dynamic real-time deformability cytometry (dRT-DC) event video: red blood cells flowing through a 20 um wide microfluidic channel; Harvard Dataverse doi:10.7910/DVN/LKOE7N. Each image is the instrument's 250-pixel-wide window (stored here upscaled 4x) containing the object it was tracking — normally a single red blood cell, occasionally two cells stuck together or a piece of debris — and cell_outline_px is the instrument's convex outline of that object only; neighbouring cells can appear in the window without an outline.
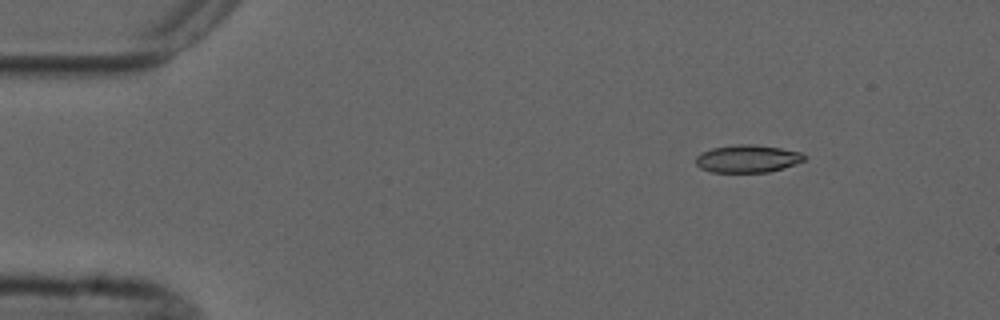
{"species": "common noctule bat (a hibernating species)", "species_latin": "Nyctalus noctula", "temperature_condition": "cold", "stored_images_in_passage": 9, "camera_frame_rate_fps": 3000, "um_per_image_px": 0.085, "animal": {"sex": "male", "forearm_length_mm": 52.5}, "frame": {"image": 1, "passage_image": 2, "time_ms": 1.333, "image_size_px": [1000, 320], "cell_outline_px": [[808, 156], [804, 160], [796, 164], [768, 172], [712, 172], [700, 168], [696, 164], [696, 156], [712, 148], [736, 144], [752, 144], [780, 148], [800, 152]], "centroid_in_image_um": [63.55, 13.49], "position_along_channel_um": 21.4, "area_um2": 17.4}}
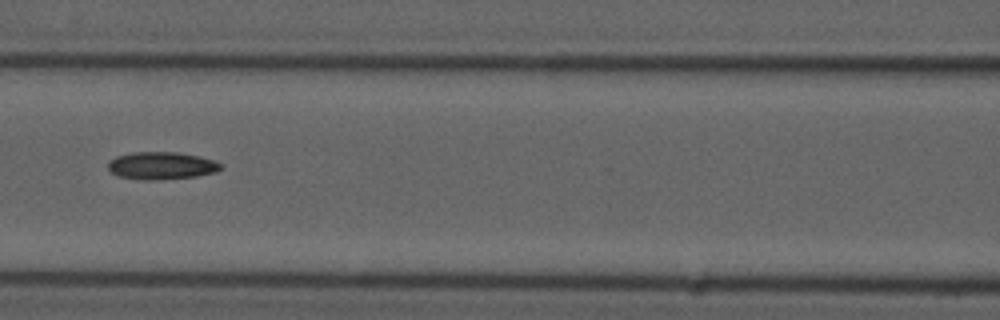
{"frame": {"image": 2, "passage_image": 6, "time_ms": 7.0, "image_size_px": [1000, 320], "cell_outline_px": [[224, 168], [216, 172], [196, 176], [152, 180], [144, 180], [120, 176], [112, 172], [108, 168], [108, 164], [116, 156], [132, 152], [176, 152], [200, 156], [224, 164]], "centroid_in_image_um": [13.78, 14.07], "position_along_channel_um": 152.8, "area_um2": 17.98}}
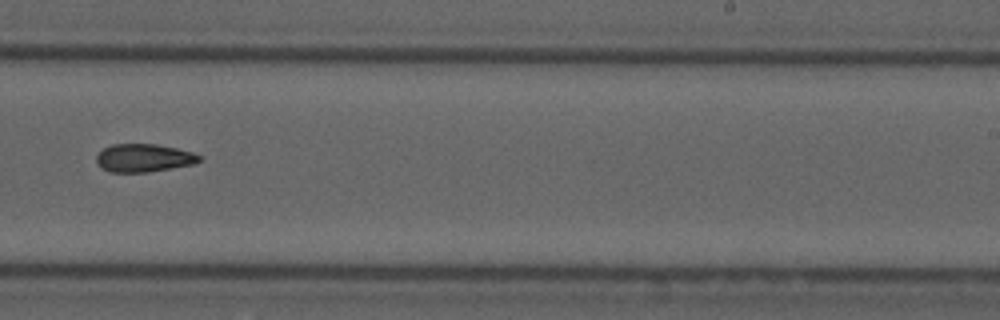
{"frame": {"image": 3, "passage_image": 9, "time_ms": 10.333, "image_size_px": [1000, 320], "cell_outline_px": [[204, 156], [196, 164], [148, 172], [112, 172], [100, 168], [96, 160], [96, 156], [104, 148], [112, 144], [156, 144], [176, 148], [192, 152]], "centroid_in_image_um": [12.25, 13.43], "position_along_channel_um": 276.8, "area_um2": 16.94}}